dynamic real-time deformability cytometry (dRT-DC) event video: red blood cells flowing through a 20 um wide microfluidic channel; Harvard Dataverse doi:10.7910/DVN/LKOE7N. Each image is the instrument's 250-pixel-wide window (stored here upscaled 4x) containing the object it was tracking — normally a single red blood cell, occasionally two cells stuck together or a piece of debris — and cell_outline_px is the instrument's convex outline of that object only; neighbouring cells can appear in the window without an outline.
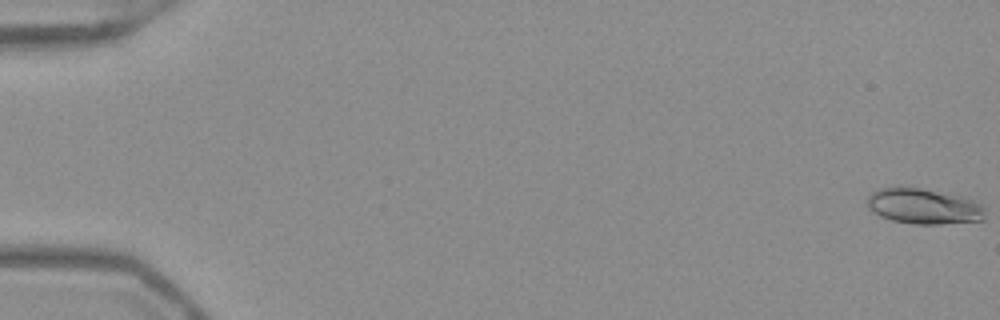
{"species": "Egyptian fruit bat (a non-hibernating species)", "species_latin": "Rousettus aegyptiacus", "temperature_condition": "warm", "stored_images_in_passage": 53, "camera_frame_rate_fps": 3000, "um_per_image_px": 0.085, "frame": {"image": 1, "passage_image": 1, "time_ms": 0.0, "image_size_px": [1000, 320], "cell_outline_px": [[984, 220], [940, 224], [912, 224], [892, 220], [880, 216], [872, 212], [868, 208], [868, 196], [872, 192], [880, 188], [920, 188], [964, 196], [984, 204]], "centroid_in_image_um": [78.55, 17.54], "position_along_channel_um": 6.4, "area_um2": 24.45}}
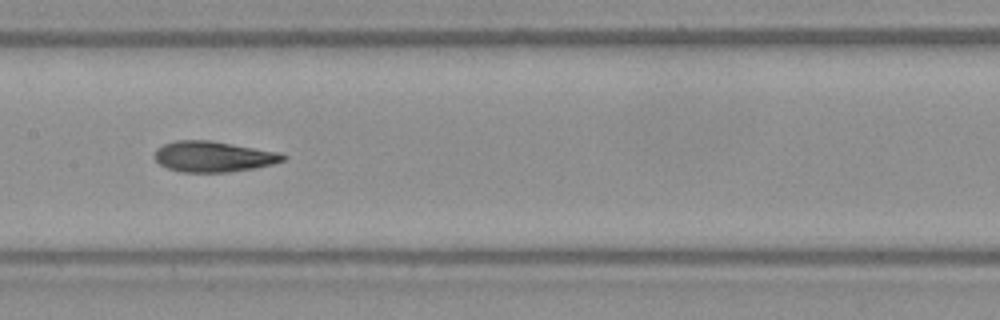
{"frame": {"image": 2, "passage_image": 28, "time_ms": 9.0, "image_size_px": [1000, 320], "cell_outline_px": [[288, 156], [284, 160], [272, 164], [252, 168], [228, 172], [180, 172], [168, 168], [160, 164], [152, 156], [156, 148], [164, 144], [176, 140], [212, 140], [280, 152]], "centroid_in_image_um": [18.11, 13.3], "position_along_channel_um": 189.3, "area_um2": 23.12}}
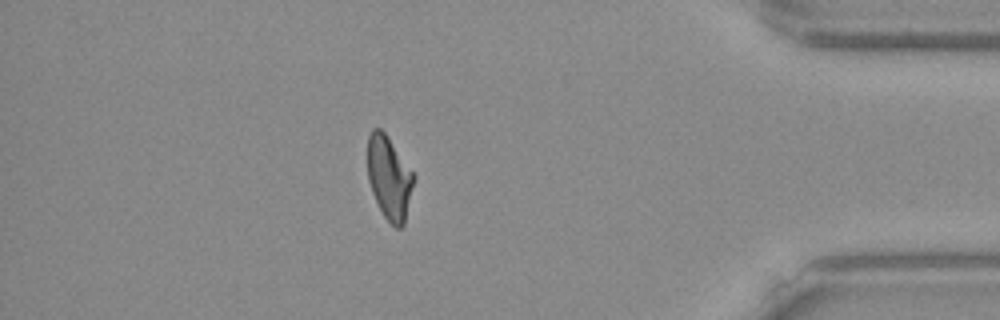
{"frame": {"image": 3, "passage_image": 47, "time_ms": 15.333, "image_size_px": [1000, 320], "cell_outline_px": [[416, 176], [404, 224], [400, 228], [396, 228], [384, 216], [372, 192], [368, 180], [368, 136], [372, 128], [380, 128], [384, 132]], "centroid_in_image_um": [33.09, 15.11], "position_along_channel_um": 402.1, "area_um2": 22.2}, "authors_computed_cell_mechanics": {"area_um2": 22.9466, "velocity_mm_per_s": 3.9422, "shape_relaxation_time_tau1_ms": 5.5787, "shape_relaxation_time_tau2_ms": 2.0626, "deformation_change_tau1": 0.1881, "deformation_change_tau2": 0.0882}}